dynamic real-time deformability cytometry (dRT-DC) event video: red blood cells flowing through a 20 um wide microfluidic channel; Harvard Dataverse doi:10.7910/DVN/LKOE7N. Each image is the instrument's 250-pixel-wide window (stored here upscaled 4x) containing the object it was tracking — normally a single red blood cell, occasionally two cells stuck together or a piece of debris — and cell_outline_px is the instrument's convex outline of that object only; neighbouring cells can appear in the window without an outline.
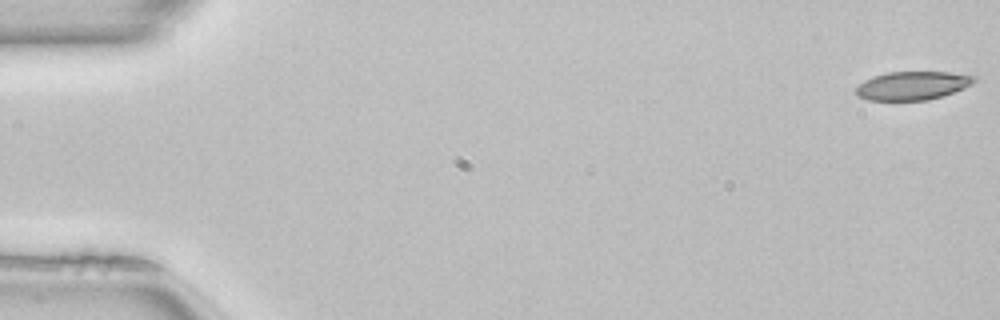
{"species": "common noctule bat (a hibernating species)", "species_latin": "Nyctalus noctula", "temperature_condition": "room temperature", "stored_images_in_passage": 11, "camera_frame_rate_fps": 3000, "um_per_image_px": 0.085, "animal": {"sex": "female", "body_mass_g": 22.7, "forearm_length_mm": 54.2}, "frame": {"image": 1, "passage_image": 1, "time_ms": 0.0, "image_size_px": [1000, 320], "cell_outline_px": [[976, 80], [972, 84], [964, 88], [928, 100], [868, 100], [856, 96], [856, 88], [864, 80], [872, 76], [888, 72], [948, 72], [976, 76]], "centroid_in_image_um": [77.54, 7.27], "position_along_channel_um": 7.5, "area_um2": 19.54}}